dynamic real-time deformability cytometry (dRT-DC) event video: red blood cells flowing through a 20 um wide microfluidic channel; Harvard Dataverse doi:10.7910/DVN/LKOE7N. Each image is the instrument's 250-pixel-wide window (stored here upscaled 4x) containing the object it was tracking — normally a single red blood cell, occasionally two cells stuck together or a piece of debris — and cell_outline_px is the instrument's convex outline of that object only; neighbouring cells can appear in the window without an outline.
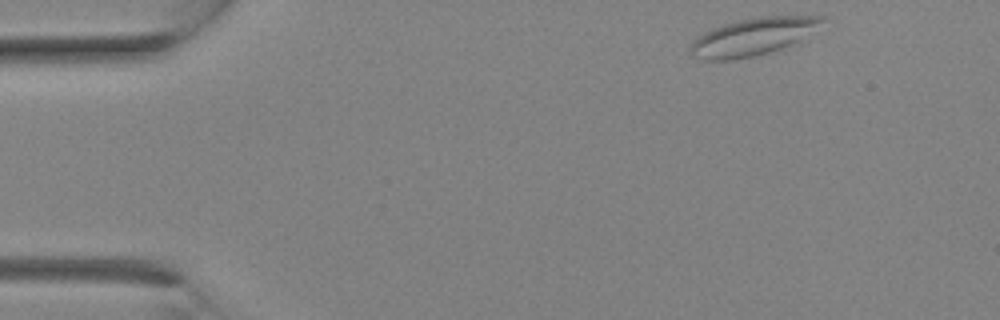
{"species": "Egyptian fruit bat (a non-hibernating species)", "species_latin": "Rousettus aegyptiacus", "temperature_condition": "room temperature", "stored_images_in_passage": 8, "camera_frame_rate_fps": 3000, "um_per_image_px": 0.085, "animal": {"sex": "female"}, "frame": {"image": 1, "passage_image": 1, "time_ms": 0.0, "image_size_px": [1000, 320], "cell_outline_px": [[824, 20], [792, 48], [732, 60], [704, 60], [692, 56], [688, 48], [704, 32], [712, 28], [724, 24], [740, 20], [764, 16], [824, 16]], "centroid_in_image_um": [64.01, 3.15], "position_along_channel_um": 21.0, "area_um2": 28.73}}